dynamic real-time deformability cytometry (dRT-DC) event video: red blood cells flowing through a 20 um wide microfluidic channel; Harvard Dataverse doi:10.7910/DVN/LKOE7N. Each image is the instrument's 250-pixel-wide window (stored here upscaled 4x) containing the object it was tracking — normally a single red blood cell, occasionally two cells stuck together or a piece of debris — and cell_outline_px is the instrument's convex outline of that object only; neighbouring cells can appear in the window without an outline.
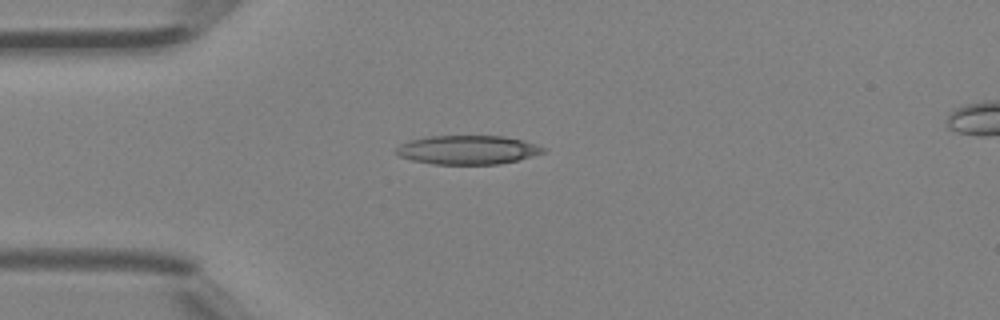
{"species": "Egyptian fruit bat (a non-hibernating species)", "species_latin": "Rousettus aegyptiacus", "temperature_condition": "room temperature", "stored_images_in_passage": 2, "camera_frame_rate_fps": 3000, "um_per_image_px": 0.085, "animal": {"sex": "female"}, "frame": {"image": 1, "passage_image": 1, "time_ms": 0.0, "image_size_px": [1000, 320], "cell_outline_px": [[548, 148], [544, 152], [532, 156], [500, 164], [432, 164], [412, 160], [400, 156], [396, 152], [396, 148], [400, 144], [408, 140], [428, 136], [504, 136], [524, 140]], "centroid_in_image_um": [39.76, 12.73], "position_along_channel_um": 45.2, "area_um2": 24.85}}